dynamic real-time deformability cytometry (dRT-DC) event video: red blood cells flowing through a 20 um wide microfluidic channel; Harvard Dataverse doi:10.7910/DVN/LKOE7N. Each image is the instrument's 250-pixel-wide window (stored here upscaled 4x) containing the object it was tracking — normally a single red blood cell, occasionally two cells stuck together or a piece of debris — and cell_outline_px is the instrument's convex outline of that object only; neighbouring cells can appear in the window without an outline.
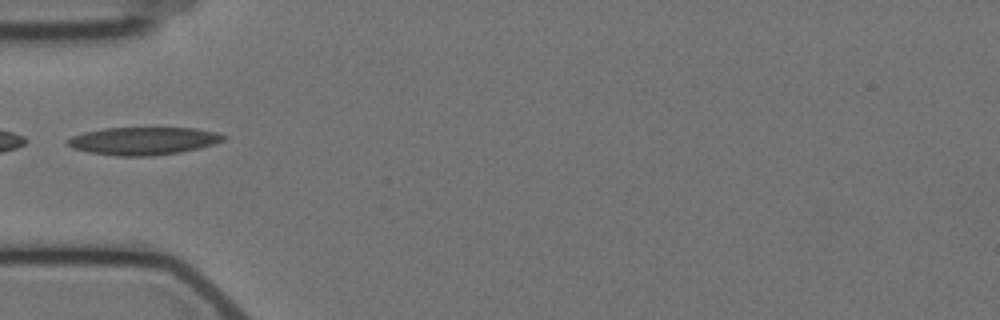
{"species": "Egyptian fruit bat (a non-hibernating species)", "species_latin": "Rousettus aegyptiacus", "temperature_condition": "cold", "stored_images_in_passage": 3, "camera_frame_rate_fps": 3000, "um_per_image_px": 0.085, "animal": {"sex": "female"}, "frame": {"image": 1, "passage_image": 3, "time_ms": 2.333, "image_size_px": [1000, 320], "cell_outline_px": [[228, 136], [224, 140], [200, 148], [180, 152], [148, 156], [116, 156], [88, 152], [72, 148], [64, 144], [64, 140], [72, 136], [84, 132], [104, 128], [192, 128], [216, 132]], "centroid_in_image_um": [12.13, 11.98], "position_along_channel_um": 72.9, "area_um2": 25.32}}